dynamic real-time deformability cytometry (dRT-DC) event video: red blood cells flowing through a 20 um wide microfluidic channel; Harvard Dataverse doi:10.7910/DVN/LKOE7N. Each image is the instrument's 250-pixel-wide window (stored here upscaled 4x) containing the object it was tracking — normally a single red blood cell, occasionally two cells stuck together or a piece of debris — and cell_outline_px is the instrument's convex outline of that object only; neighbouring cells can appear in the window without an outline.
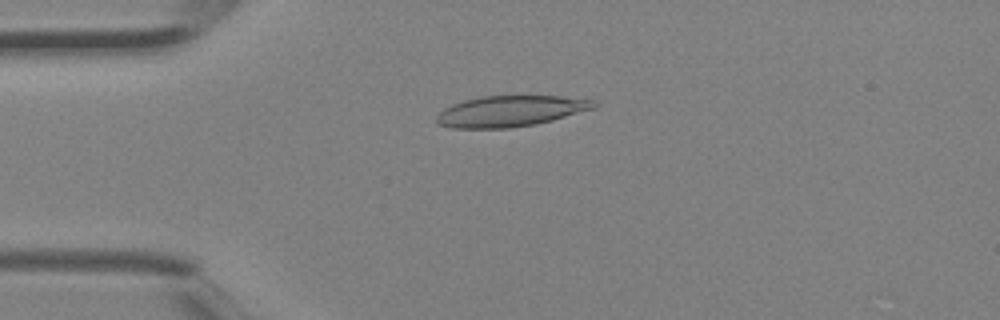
{"species": "Egyptian fruit bat (a non-hibernating species)", "species_latin": "Rousettus aegyptiacus", "temperature_condition": "room temperature", "stored_images_in_passage": 3, "camera_frame_rate_fps": 3000, "um_per_image_px": 0.085, "animal": {"sex": "female"}, "frame": {"image": 1, "passage_image": 3, "time_ms": 0.667, "image_size_px": [1000, 320], "cell_outline_px": [[600, 104], [596, 108], [552, 120], [536, 124], [508, 128], [452, 128], [436, 124], [436, 116], [444, 108], [452, 104], [464, 100], [480, 96], [560, 96], [596, 100]], "centroid_in_image_um": [43.4, 9.44], "position_along_channel_um": 41.6, "area_um2": 28.55}}